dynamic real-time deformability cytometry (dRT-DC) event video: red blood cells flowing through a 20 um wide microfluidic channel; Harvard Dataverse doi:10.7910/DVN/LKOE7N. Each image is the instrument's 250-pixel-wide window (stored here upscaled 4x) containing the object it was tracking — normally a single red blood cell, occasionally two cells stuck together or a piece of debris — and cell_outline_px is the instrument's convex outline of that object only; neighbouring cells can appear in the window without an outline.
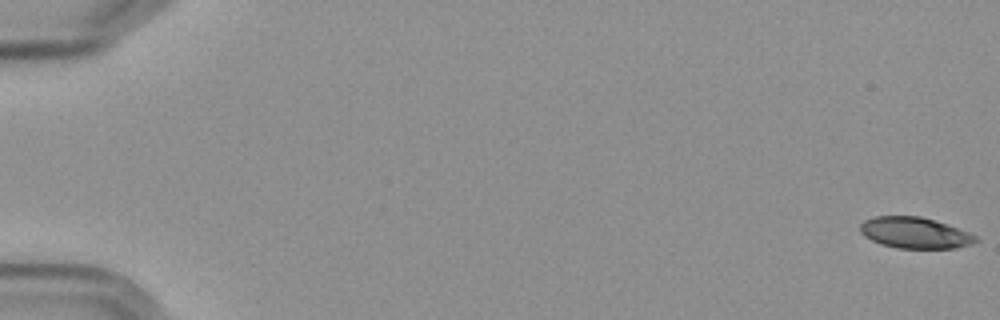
{"species": "Egyptian fruit bat (a non-hibernating species)", "species_latin": "Rousettus aegyptiacus", "temperature_condition": "cold", "stored_images_in_passage": 6, "camera_frame_rate_fps": 3000, "um_per_image_px": 0.085, "frame": {"image": 1, "passage_image": 1, "time_ms": 0.0, "image_size_px": [1000, 320], "cell_outline_px": [[980, 240], [956, 248], [896, 248], [880, 244], [864, 236], [860, 232], [860, 224], [864, 220], [876, 216], [920, 216], [968, 232], [976, 236]], "centroid_in_image_um": [77.71, 19.79], "position_along_channel_um": 7.3, "area_um2": 20.69}}
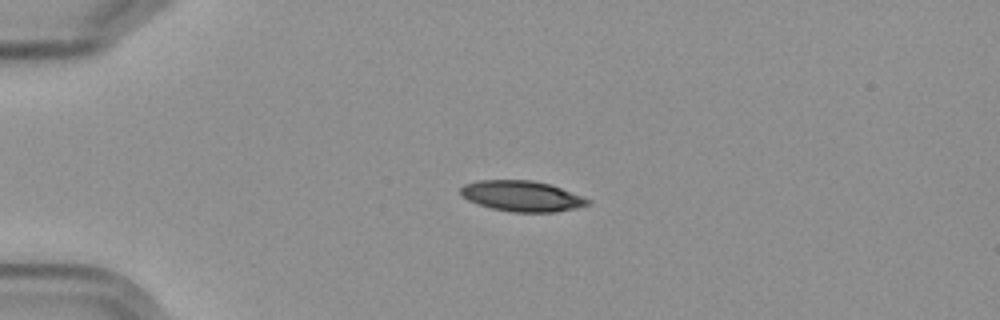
{"frame": {"image": 2, "passage_image": 5, "time_ms": 4.667, "image_size_px": [1000, 320], "cell_outline_px": [[592, 200], [588, 204], [576, 208], [556, 212], [512, 212], [492, 208], [476, 204], [468, 200], [460, 192], [460, 188], [464, 184], [476, 180], [532, 180], [548, 184], [560, 188]], "centroid_in_image_um": [44.33, 16.67], "position_along_channel_um": 40.7, "area_um2": 22.6}}